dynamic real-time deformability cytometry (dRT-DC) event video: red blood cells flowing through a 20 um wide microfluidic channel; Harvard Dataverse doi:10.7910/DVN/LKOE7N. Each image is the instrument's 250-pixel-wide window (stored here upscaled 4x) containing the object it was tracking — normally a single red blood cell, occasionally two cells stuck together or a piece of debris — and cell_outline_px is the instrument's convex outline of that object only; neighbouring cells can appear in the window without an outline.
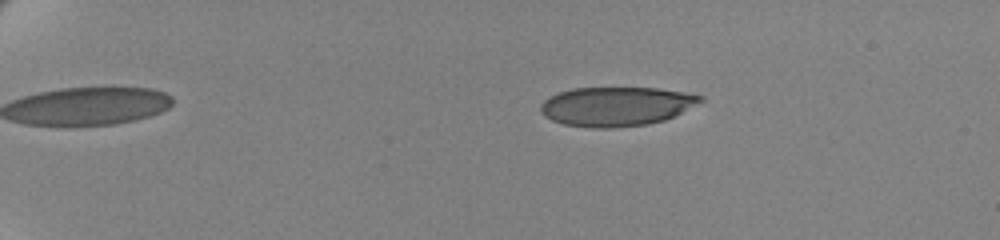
{"species": "human", "species_latin": "Homo sapiens", "temperature_condition": "cold", "stored_images_in_passage": 61, "camera_frame_rate_fps": 3000, "um_per_image_px": 0.085, "donor": {"sex": "female"}, "frame": {"image": 1, "passage_image": 13, "time_ms": 4.0, "image_size_px": [1000, 240], "cell_outline_px": [[704, 100], [664, 120], [648, 124], [612, 128], [592, 128], [564, 124], [552, 120], [544, 116], [540, 112], [540, 104], [548, 96], [572, 88], [656, 88], [704, 96]], "centroid_in_image_um": [52.32, 9.04], "position_along_channel_um": 32.7, "area_um2": 36.3}}
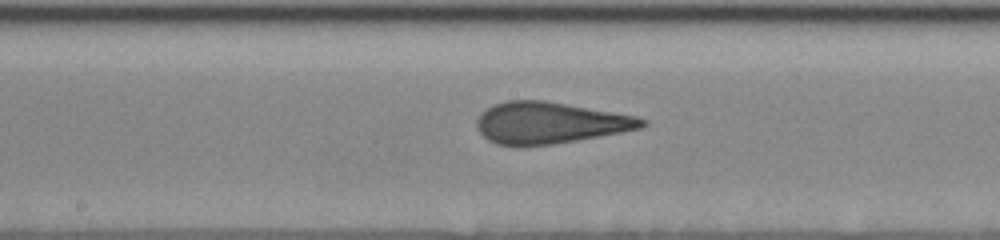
{"frame": {"image": 2, "passage_image": 36, "time_ms": 11.667, "image_size_px": [1000, 240], "cell_outline_px": [[648, 124], [640, 128], [620, 132], [576, 140], [552, 144], [524, 148], [496, 144], [488, 140], [476, 128], [476, 120], [488, 108], [496, 104], [508, 100], [544, 100], [636, 116], [648, 120]], "centroid_in_image_um": [46.7, 10.46], "position_along_channel_um": 201.5, "area_um2": 39.94}}
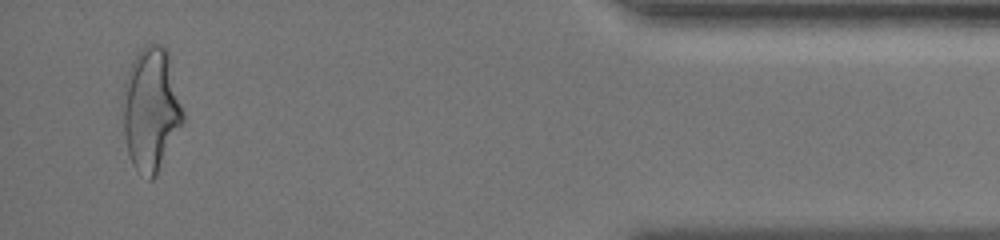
{"frame": {"image": 3, "passage_image": 59, "time_ms": 19.333, "image_size_px": [1000, 240], "cell_outline_px": [[184, 120], [156, 176], [152, 180], [148, 180], [136, 172], [132, 164], [128, 152], [124, 132], [124, 80], [132, 60], [140, 48], [148, 44], [160, 44], [168, 48], [184, 112]], "centroid_in_image_um": [12.85, 9.27], "position_along_channel_um": 422.3, "area_um2": 43.52}, "authors_computed_cell_mechanics": {"area_um2": 39.2462, "velocity_mm_per_s": 3.4992, "shape_relaxation_time_tau1_ms": 8.8592, "shape_relaxation_time_tau2_ms": 0.8843, "deformation_change_tau1": 0.2222, "deformation_change_tau2": 0.0812}}